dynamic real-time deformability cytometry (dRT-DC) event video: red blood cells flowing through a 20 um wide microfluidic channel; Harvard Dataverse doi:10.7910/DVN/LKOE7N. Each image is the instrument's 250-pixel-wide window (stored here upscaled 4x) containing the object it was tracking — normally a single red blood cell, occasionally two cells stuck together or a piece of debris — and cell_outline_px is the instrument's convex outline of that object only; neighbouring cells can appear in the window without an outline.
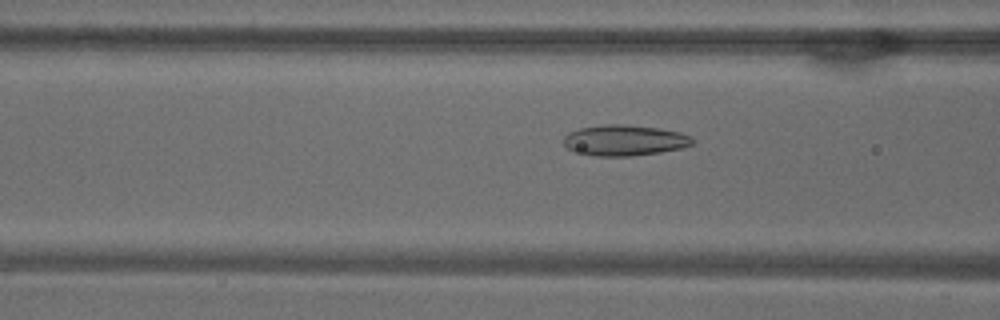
{"species": "common noctule bat (a hibernating species)", "species_latin": "Nyctalus noctula", "temperature_condition": "warm", "stored_images_in_passage": 53, "camera_frame_rate_fps": 3000, "um_per_image_px": 0.085, "animal": {"sex": "male", "body_mass_g": 18.8}, "frame": {"image": 1, "passage_image": 21, "time_ms": 6.667, "image_size_px": [1000, 320], "cell_outline_px": [[696, 140], [692, 144], [680, 148], [660, 152], [632, 156], [596, 156], [572, 152], [564, 144], [564, 136], [568, 132], [580, 128], [604, 124], [624, 124], [656, 128], [680, 132], [692, 136]], "centroid_in_image_um": [53.06, 11.93], "position_along_channel_um": 113.5, "area_um2": 23.24}}
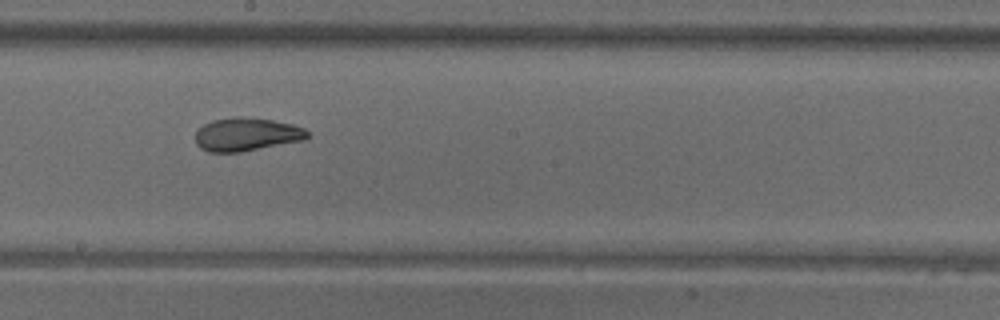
{"frame": {"image": 2, "passage_image": 30, "time_ms": 9.667, "image_size_px": [1000, 320], "cell_outline_px": [[308, 136], [300, 140], [240, 152], [208, 152], [200, 148], [196, 144], [196, 132], [204, 124], [212, 120], [236, 116], [240, 116], [272, 120], [292, 124], [304, 128], [308, 132]], "centroid_in_image_um": [20.9, 11.41], "position_along_channel_um": 227.3, "area_um2": 21.44}}
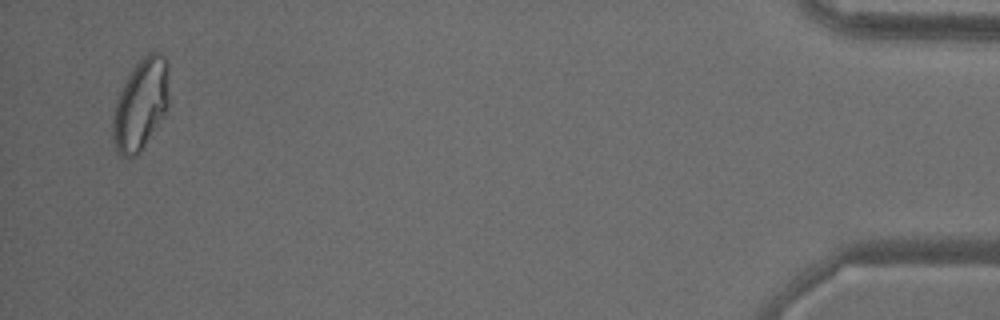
{"frame": {"image": 3, "passage_image": 52, "time_ms": 17.0, "image_size_px": [1000, 320], "cell_outline_px": [[168, 104], [164, 112], [140, 152], [136, 156], [120, 156], [116, 152], [112, 136], [112, 116], [116, 100], [128, 76], [136, 64], [148, 52], [160, 52], [168, 60]], "centroid_in_image_um": [11.94, 8.86], "position_along_channel_um": 423.3, "area_um2": 29.54}, "authors_computed_cell_mechanics": {"area_um2": 24.3338, "velocity_mm_per_s": 3.7899, "shape_relaxation_time_tau1_ms": 7.2321, "shape_relaxation_time_tau2_ms": 1.8777, "deformation_change_tau1": 0.1918, "deformation_change_tau2": 0.0665}}